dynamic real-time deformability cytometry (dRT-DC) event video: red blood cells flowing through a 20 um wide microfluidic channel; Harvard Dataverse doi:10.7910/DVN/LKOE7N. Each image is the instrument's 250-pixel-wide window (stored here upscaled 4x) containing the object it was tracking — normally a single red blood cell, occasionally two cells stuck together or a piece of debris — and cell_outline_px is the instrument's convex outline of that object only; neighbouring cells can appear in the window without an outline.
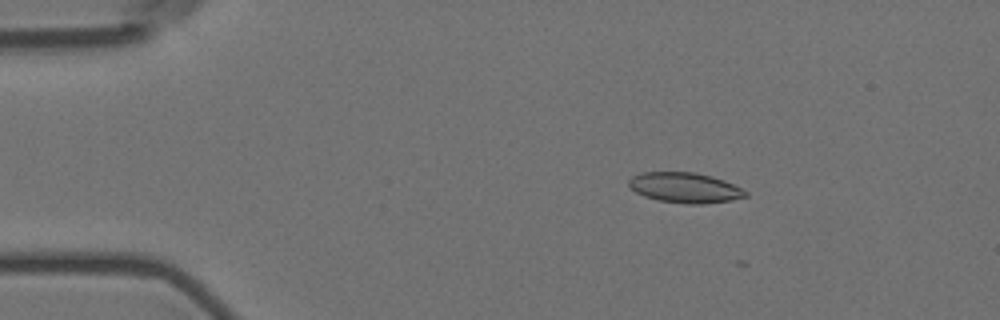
{"species": "Egyptian fruit bat (a non-hibernating species)", "species_latin": "Rousettus aegyptiacus", "temperature_condition": "room temperature", "stored_images_in_passage": 5, "camera_frame_rate_fps": 3000, "um_per_image_px": 0.085, "animal": {"sex": "female"}, "frame": {"image": 1, "passage_image": 3, "time_ms": 0.667, "image_size_px": [1000, 320], "cell_outline_px": [[748, 196], [732, 200], [704, 204], [688, 204], [660, 200], [644, 196], [628, 188], [628, 180], [632, 176], [640, 172], [692, 172], [712, 176], [724, 180], [748, 192]], "centroid_in_image_um": [58.19, 15.95], "position_along_channel_um": 26.8, "area_um2": 20.63}}